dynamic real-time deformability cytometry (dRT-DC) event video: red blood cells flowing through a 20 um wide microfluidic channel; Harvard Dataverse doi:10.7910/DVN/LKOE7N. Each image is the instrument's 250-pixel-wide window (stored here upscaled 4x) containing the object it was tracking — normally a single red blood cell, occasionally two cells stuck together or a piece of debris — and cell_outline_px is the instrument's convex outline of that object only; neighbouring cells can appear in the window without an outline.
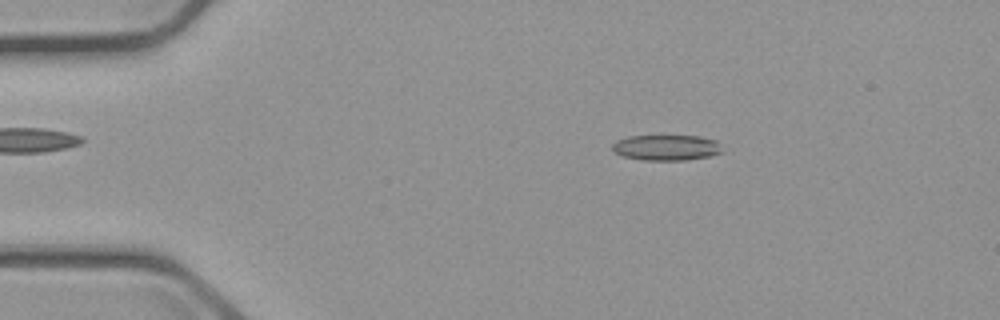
{"species": "common noctule bat (a hibernating species)", "species_latin": "Nyctalus noctula", "temperature_condition": "cold", "stored_images_in_passage": 3, "camera_frame_rate_fps": 3000, "um_per_image_px": 0.085, "animal": {"sex": "male", "body_mass_g": 23.1, "forearm_length_mm": 52.7}, "frame": {"image": 1, "passage_image": 1, "time_ms": 0.0, "image_size_px": [1000, 320], "cell_outline_px": [[724, 152], [708, 156], [684, 160], [640, 160], [624, 156], [616, 152], [612, 148], [612, 144], [616, 140], [628, 136], [700, 136], [716, 140]], "centroid_in_image_um": [56.64, 12.54], "position_along_channel_um": 28.4, "area_um2": 16.36}}
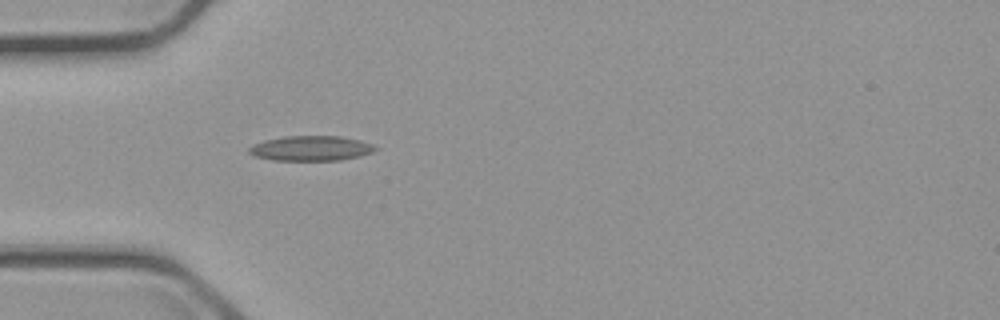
{"frame": {"image": 2, "passage_image": 3, "time_ms": 2.333, "image_size_px": [1000, 320], "cell_outline_px": [[376, 148], [372, 152], [360, 156], [340, 160], [272, 160], [256, 156], [248, 152], [248, 148], [252, 144], [264, 140], [284, 136], [340, 136], [360, 140], [372, 144]], "centroid_in_image_um": [26.4, 12.6], "position_along_channel_um": 58.6, "area_um2": 18.32}}